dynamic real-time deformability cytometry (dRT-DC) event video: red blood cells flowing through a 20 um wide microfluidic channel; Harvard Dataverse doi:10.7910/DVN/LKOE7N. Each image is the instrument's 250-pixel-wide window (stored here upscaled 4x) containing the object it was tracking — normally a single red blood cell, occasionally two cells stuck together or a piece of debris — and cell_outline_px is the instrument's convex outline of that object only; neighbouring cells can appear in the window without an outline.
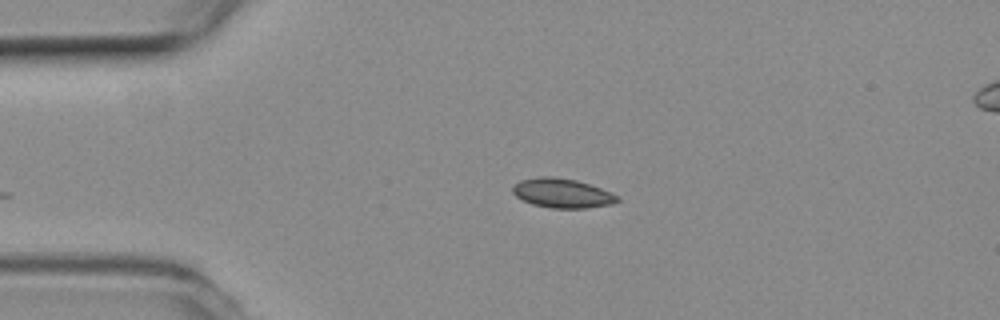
{"species": "common noctule bat (a hibernating species)", "species_latin": "Nyctalus noctula", "temperature_condition": "room temperature", "stored_images_in_passage": 35, "camera_frame_rate_fps": 3000, "um_per_image_px": 0.085, "animal": {"sex": "female", "body_mass_g": 19.3, "forearm_length_mm": 54.1}, "frame": {"image": 1, "passage_image": 1, "time_ms": 0.0, "image_size_px": [1000, 320], "cell_outline_px": [[620, 200], [612, 204], [588, 208], [552, 208], [532, 204], [516, 196], [512, 192], [512, 188], [520, 180], [540, 176], [552, 176], [576, 180], [600, 188], [620, 196]], "centroid_in_image_um": [47.8, 16.42], "position_along_channel_um": 37.2, "area_um2": 17.86}}
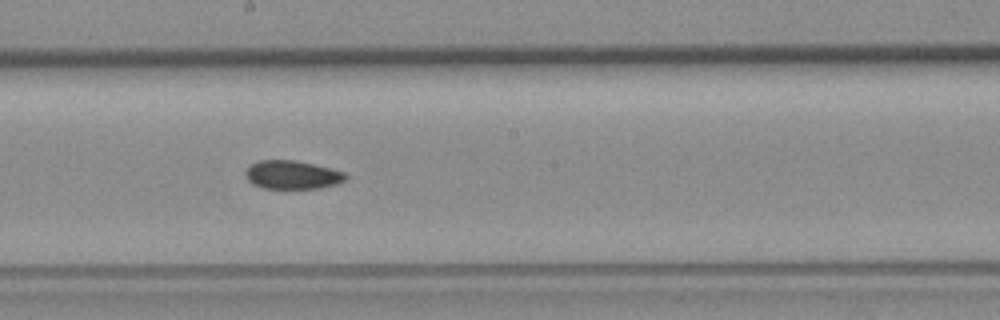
{"frame": {"image": 2, "passage_image": 18, "time_ms": 5.667, "image_size_px": [1000, 320], "cell_outline_px": [[348, 176], [344, 180], [336, 184], [320, 188], [264, 188], [252, 184], [248, 180], [244, 172], [252, 164], [260, 160], [296, 160], [332, 168], [344, 172]], "centroid_in_image_um": [24.85, 14.85], "position_along_channel_um": 223.3, "area_um2": 16.59}}
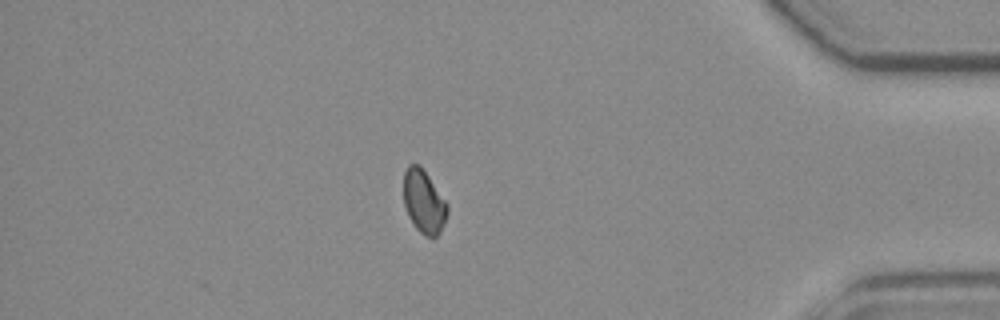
{"frame": {"image": 3, "passage_image": 35, "time_ms": 11.333, "image_size_px": [1000, 320], "cell_outline_px": [[448, 212], [444, 224], [440, 232], [436, 236], [424, 236], [416, 228], [408, 216], [404, 204], [404, 172], [408, 164], [420, 164], [448, 204]], "centroid_in_image_um": [36.02, 17.13], "position_along_channel_um": 399.2, "area_um2": 16.13}}